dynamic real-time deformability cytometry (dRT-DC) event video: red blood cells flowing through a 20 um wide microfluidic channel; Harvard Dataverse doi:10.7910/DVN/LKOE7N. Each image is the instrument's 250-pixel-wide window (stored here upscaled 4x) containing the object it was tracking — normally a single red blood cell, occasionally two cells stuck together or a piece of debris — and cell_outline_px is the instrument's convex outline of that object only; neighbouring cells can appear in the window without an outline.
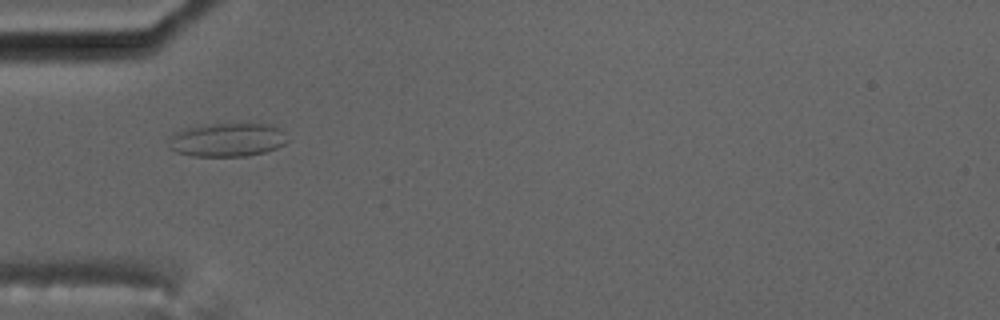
{"species": "common noctule bat (a hibernating species)", "species_latin": "Nyctalus noctula", "temperature_condition": "cold", "stored_images_in_passage": 7, "camera_frame_rate_fps": 3000, "um_per_image_px": 0.085, "animal": {"sex": "male", "body_mass_g": 17.5, "forearm_length_mm": 52.3}, "frame": {"image": 1, "passage_image": 6, "time_ms": 5.667, "image_size_px": [1000, 320], "cell_outline_px": [[288, 140], [284, 144], [276, 148], [264, 152], [248, 156], [192, 156], [176, 152], [172, 148], [168, 136], [172, 132], [180, 128], [200, 124], [260, 120], [272, 124], [280, 128], [284, 132]], "centroid_in_image_um": [19.34, 11.8], "position_along_channel_um": 65.7, "area_um2": 24.68}}